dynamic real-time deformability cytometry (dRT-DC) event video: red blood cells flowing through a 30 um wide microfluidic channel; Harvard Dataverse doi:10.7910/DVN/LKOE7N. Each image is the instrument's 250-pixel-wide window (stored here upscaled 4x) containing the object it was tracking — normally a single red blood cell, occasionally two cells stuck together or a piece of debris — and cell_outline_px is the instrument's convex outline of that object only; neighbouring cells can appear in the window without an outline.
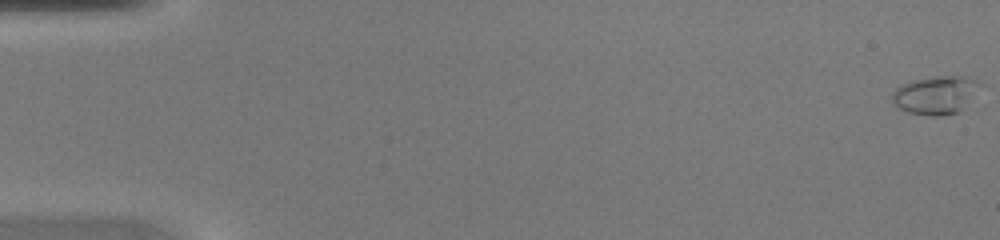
{"species": "common noctule bat (a hibernating species)", "species_latin": "Nyctalus noctula", "temperature_condition": "warm", "stored_images_in_passage": 46, "camera_frame_rate_fps": 3000, "um_per_image_px": 0.085, "animal": {"sex": "female", "body_mass_g": 20.0, "forearm_length_mm": 54.0}, "frame": {"image": 1, "passage_image": 1, "time_ms": 0.0, "image_size_px": [1000, 240], "cell_outline_px": [[984, 84], [960, 112], [944, 116], [932, 116], [908, 112], [900, 108], [892, 100], [892, 92], [900, 84], [912, 80], [932, 76], [964, 76], [980, 80]], "centroid_in_image_um": [79.58, 8.06], "position_along_channel_um": 5.4, "area_um2": 19.94}}
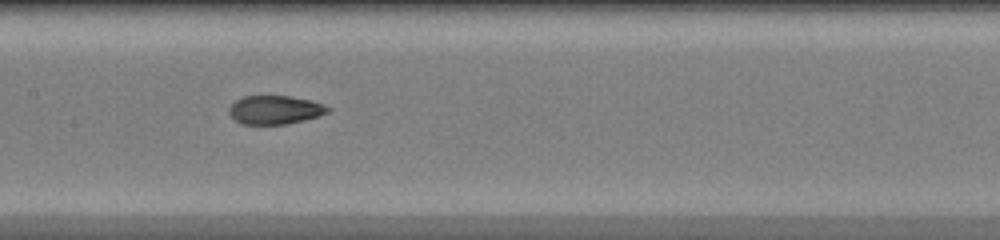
{"frame": {"image": 2, "passage_image": 24, "time_ms": 7.667, "image_size_px": [1000, 240], "cell_outline_px": [[332, 108], [328, 112], [320, 116], [288, 124], [240, 124], [228, 112], [228, 108], [236, 100], [244, 96], [288, 96], [312, 100], [324, 104]], "centroid_in_image_um": [23.41, 9.34], "position_along_channel_um": 184.0, "area_um2": 16.59}}
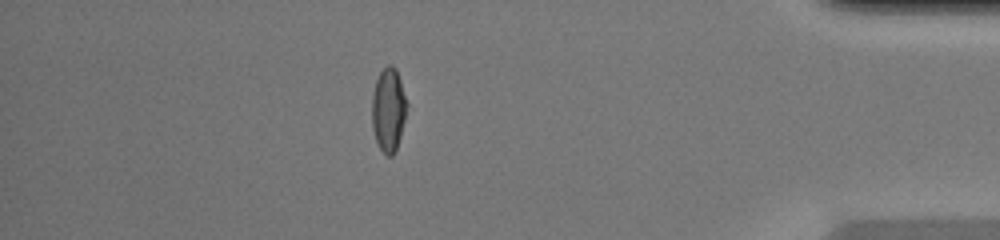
{"frame": {"image": 3, "passage_image": 41, "time_ms": 13.333, "image_size_px": [1000, 240], "cell_outline_px": [[408, 104], [400, 136], [396, 148], [392, 156], [388, 156], [380, 148], [376, 140], [372, 128], [372, 92], [376, 80], [380, 72], [388, 64], [392, 64], [396, 68]], "centroid_in_image_um": [33.01, 9.29], "position_along_channel_um": 402.2, "area_um2": 16.94}}